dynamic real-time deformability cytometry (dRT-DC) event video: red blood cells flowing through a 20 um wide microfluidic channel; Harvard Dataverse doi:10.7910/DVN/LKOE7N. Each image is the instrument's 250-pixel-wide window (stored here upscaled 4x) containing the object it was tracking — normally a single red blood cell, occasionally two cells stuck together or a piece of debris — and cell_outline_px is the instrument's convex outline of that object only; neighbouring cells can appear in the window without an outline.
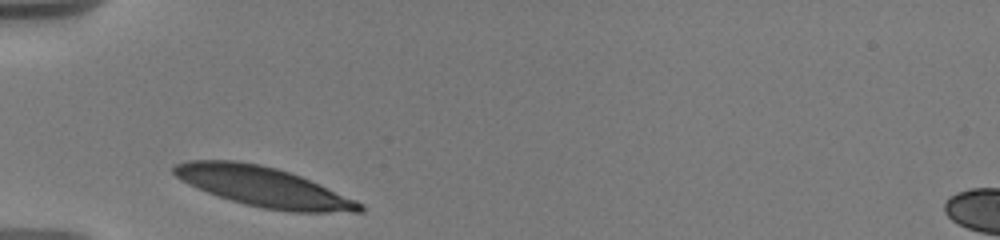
{"species": "human", "species_latin": "Homo sapiens", "temperature_condition": "warm", "stored_images_in_passage": 8, "camera_frame_rate_fps": 3000, "um_per_image_px": 0.085, "donor": {"sex": "male"}, "frame": {"image": 1, "passage_image": 1, "time_ms": 0.0, "image_size_px": [1000, 240], "cell_outline_px": [[364, 212], [288, 212], [264, 208], [232, 200], [196, 188], [180, 180], [172, 172], [172, 168], [176, 164], [188, 160], [232, 160], [260, 164], [276, 168], [300, 176], [320, 184], [356, 200], [364, 204]], "centroid_in_image_um": [22.4, 15.87], "position_along_channel_um": 62.6, "area_um2": 42.77}}
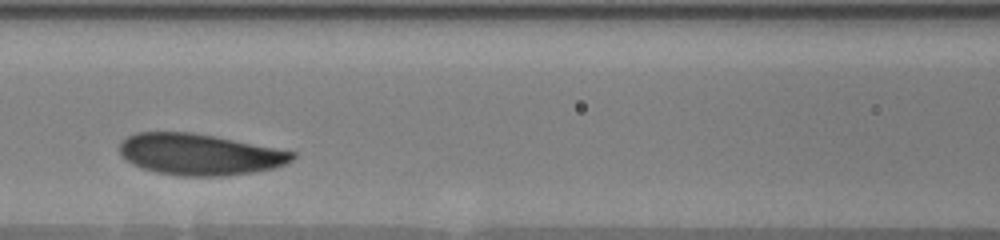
{"frame": {"image": 2, "passage_image": 5, "time_ms": 2.667, "image_size_px": [1000, 240], "cell_outline_px": [[296, 156], [292, 160], [284, 164], [272, 168], [256, 172], [224, 176], [180, 176], [156, 172], [132, 164], [120, 152], [120, 144], [128, 136], [136, 132], [192, 132], [216, 136], [296, 152]], "centroid_in_image_um": [16.99, 13.12], "position_along_channel_um": 149.6, "area_um2": 41.44}}
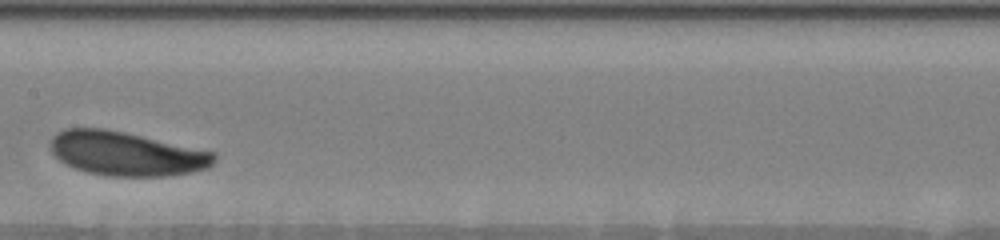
{"frame": {"image": 3, "passage_image": 7, "time_ms": 4.0, "image_size_px": [1000, 240], "cell_outline_px": [[216, 160], [208, 168], [192, 172], [164, 176], [104, 176], [88, 172], [76, 168], [60, 160], [52, 152], [52, 136], [56, 132], [64, 128], [104, 128], [124, 132], [216, 152]], "centroid_in_image_um": [10.76, 13.06], "position_along_channel_um": 196.6, "area_um2": 41.91}}